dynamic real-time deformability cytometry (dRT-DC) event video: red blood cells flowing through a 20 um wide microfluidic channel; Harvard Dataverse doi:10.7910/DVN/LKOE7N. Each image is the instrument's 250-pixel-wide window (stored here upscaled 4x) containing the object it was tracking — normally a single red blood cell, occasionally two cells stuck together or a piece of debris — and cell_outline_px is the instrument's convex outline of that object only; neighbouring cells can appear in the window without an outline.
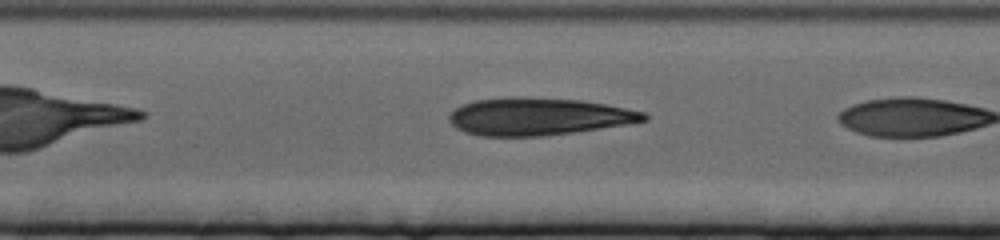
{"species": "human", "species_latin": "Homo sapiens", "temperature_condition": "cold", "stored_images_in_passage": 6, "camera_frame_rate_fps": 3000, "um_per_image_px": 0.085, "donor": {"sex": "female"}, "frame": {"image": 1, "passage_image": 5, "time_ms": 1.333, "image_size_px": [1000, 240], "cell_outline_px": [[648, 120], [632, 124], [572, 132], [540, 136], [480, 136], [464, 132], [456, 128], [448, 120], [448, 116], [456, 108], [464, 104], [476, 100], [580, 100], [604, 104], [644, 112], [648, 116]], "centroid_in_image_um": [45.81, 9.96], "position_along_channel_um": 161.6, "area_um2": 40.92}}